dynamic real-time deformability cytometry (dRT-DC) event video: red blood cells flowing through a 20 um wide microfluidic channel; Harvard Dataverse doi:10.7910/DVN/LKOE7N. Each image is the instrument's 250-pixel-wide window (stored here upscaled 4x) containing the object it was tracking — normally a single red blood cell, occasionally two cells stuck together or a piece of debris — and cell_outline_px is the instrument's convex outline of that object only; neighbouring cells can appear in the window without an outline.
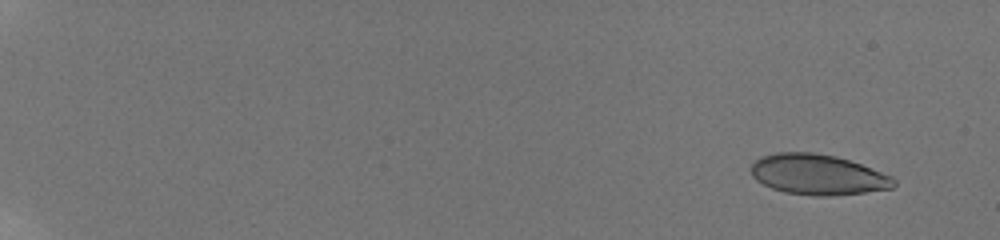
{"species": "human", "species_latin": "Homo sapiens", "temperature_condition": "room temperature", "stored_images_in_passage": 18, "camera_frame_rate_fps": 3000, "um_per_image_px": 0.085, "donor": {"sex": "male"}, "frame": {"image": 1, "passage_image": 4, "time_ms": 1.333, "image_size_px": [1000, 240], "cell_outline_px": [[896, 184], [892, 188], [864, 192], [832, 196], [812, 196], [784, 192], [772, 188], [756, 180], [752, 176], [752, 164], [760, 156], [776, 152], [812, 152], [836, 156], [860, 164], [892, 176], [896, 180]], "centroid_in_image_um": [69.5, 14.84], "position_along_channel_um": 15.5, "area_um2": 33.64}}
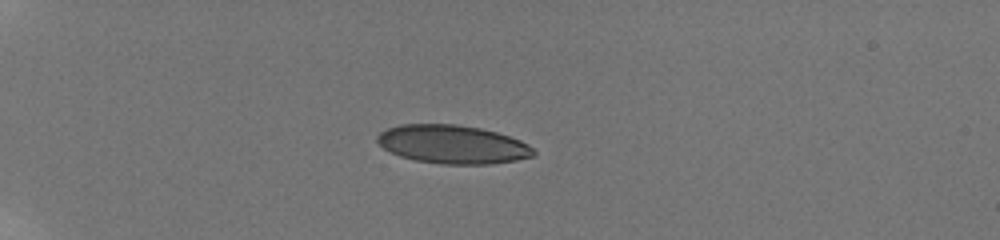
{"frame": {"image": 2, "passage_image": 14, "time_ms": 6.0, "image_size_px": [1000, 240], "cell_outline_px": [[536, 152], [532, 156], [516, 160], [492, 164], [444, 164], [416, 160], [400, 156], [384, 148], [376, 140], [376, 136], [380, 132], [388, 128], [400, 124], [456, 124], [480, 128], [496, 132], [520, 140], [528, 144]], "centroid_in_image_um": [38.47, 12.27], "position_along_channel_um": 46.5, "area_um2": 34.91}}
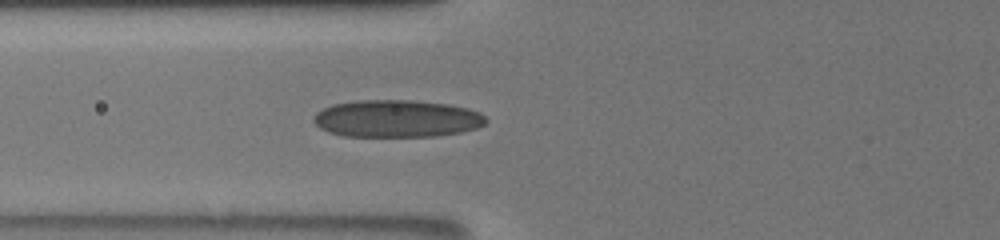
{"frame": {"image": 3, "passage_image": 18, "time_ms": 8.667, "image_size_px": [1000, 240], "cell_outline_px": [[488, 120], [484, 124], [476, 128], [460, 132], [436, 136], [344, 136], [328, 132], [320, 128], [312, 120], [316, 112], [332, 104], [356, 100], [412, 100], [448, 104], [468, 108], [480, 112]], "centroid_in_image_um": [33.71, 10.07], "position_along_channel_um": 92.1, "area_um2": 37.57}}